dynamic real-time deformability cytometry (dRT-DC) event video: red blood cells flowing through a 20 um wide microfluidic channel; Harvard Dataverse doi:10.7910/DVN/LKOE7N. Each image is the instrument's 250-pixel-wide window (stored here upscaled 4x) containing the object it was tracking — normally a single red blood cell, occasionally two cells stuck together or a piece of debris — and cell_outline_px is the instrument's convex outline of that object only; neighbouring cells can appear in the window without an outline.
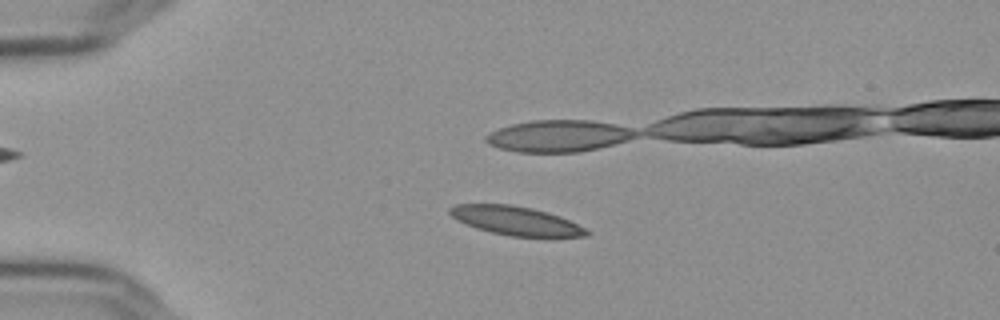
{"species": "Egyptian fruit bat (a non-hibernating species)", "species_latin": "Rousettus aegyptiacus", "temperature_condition": "cold", "stored_images_in_passage": 47, "camera_frame_rate_fps": 3000, "um_per_image_px": 0.085, "frame": {"image": 1, "passage_image": 14, "time_ms": 4.333, "image_size_px": [1000, 320], "cell_outline_px": [[592, 232], [588, 236], [512, 236], [492, 232], [476, 228], [456, 220], [448, 212], [448, 208], [456, 204], [512, 204], [532, 208], [548, 212], [560, 216], [588, 228]], "centroid_in_image_um": [43.87, 18.75], "position_along_channel_um": 41.1, "area_um2": 23.0}}